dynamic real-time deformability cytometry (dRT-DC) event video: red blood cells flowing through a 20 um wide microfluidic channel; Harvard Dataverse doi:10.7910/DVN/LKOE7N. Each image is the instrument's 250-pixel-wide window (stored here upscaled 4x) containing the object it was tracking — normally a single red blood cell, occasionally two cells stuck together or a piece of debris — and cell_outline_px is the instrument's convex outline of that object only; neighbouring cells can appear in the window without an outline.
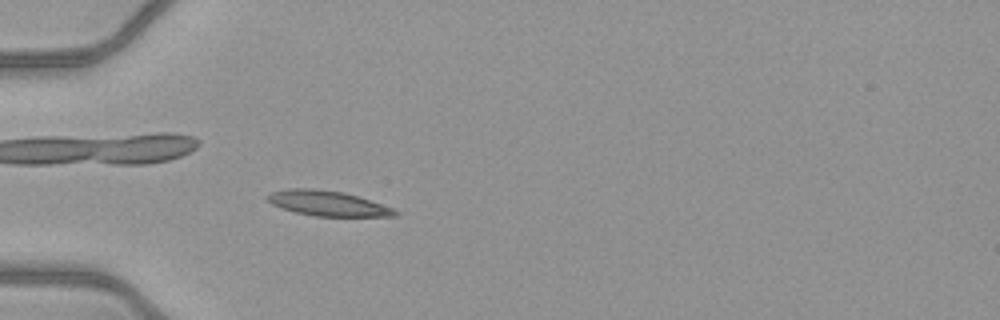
{"species": "common noctule bat (a hibernating species)", "species_latin": "Nyctalus noctula", "temperature_condition": "warm", "stored_images_in_passage": 51, "camera_frame_rate_fps": 3000, "um_per_image_px": 0.085, "animal": {"sex": "female", "body_mass_g": 21.9}, "frame": {"image": 1, "passage_image": 16, "time_ms": 5.0, "image_size_px": [1000, 320], "cell_outline_px": [[400, 212], [396, 216], [316, 216], [296, 212], [272, 204], [264, 200], [264, 196], [268, 192], [288, 188], [312, 188], [344, 192], [392, 208]], "centroid_in_image_um": [27.76, 17.27], "position_along_channel_um": 57.2, "area_um2": 18.61}}
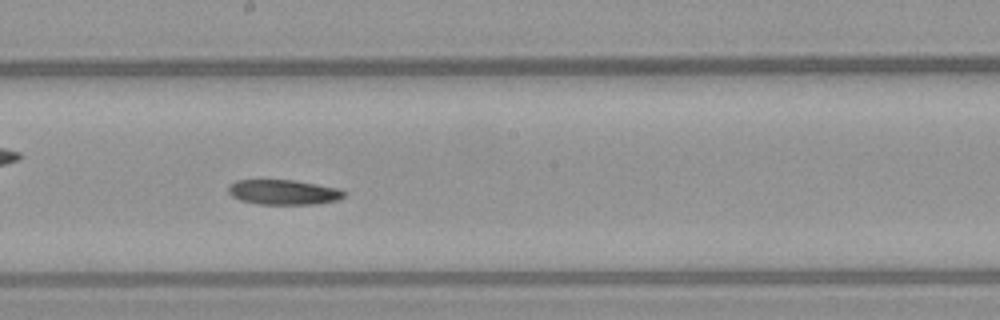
{"frame": {"image": 2, "passage_image": 29, "time_ms": 9.333, "image_size_px": [1000, 320], "cell_outline_px": [[344, 196], [336, 200], [316, 204], [256, 204], [240, 200], [232, 196], [228, 192], [228, 188], [236, 180], [292, 180], [340, 188], [344, 192]], "centroid_in_image_um": [24.08, 16.34], "position_along_channel_um": 224.1, "area_um2": 16.7}}
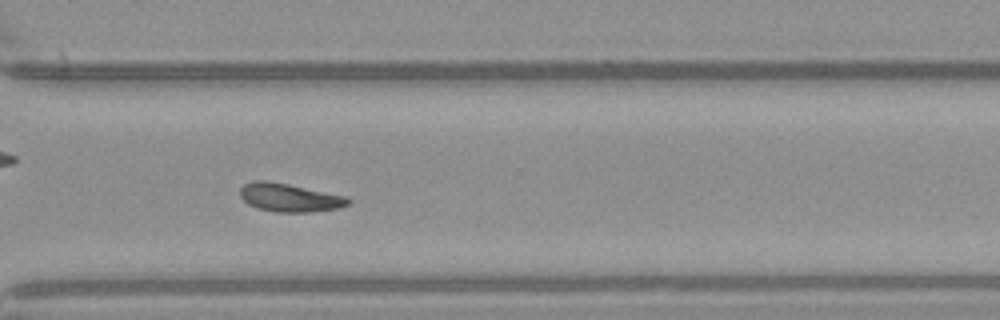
{"frame": {"image": 3, "passage_image": 38, "time_ms": 12.333, "image_size_px": [1000, 320], "cell_outline_px": [[352, 200], [348, 204], [340, 208], [312, 212], [276, 212], [256, 208], [248, 204], [240, 196], [240, 188], [244, 184], [252, 180], [264, 180], [288, 184], [348, 196]], "centroid_in_image_um": [24.62, 16.8], "position_along_channel_um": 346.0, "area_um2": 18.03}, "authors_computed_cell_mechanics": {"area_um2": 17.5712, "velocity_mm_per_s": 4.0717, "shape_relaxation_time_tau1_ms": 4.5645, "shape_relaxation_time_tau2_ms": null, "deformation_change_tau1": 0.1598, "deformation_change_tau2": null}}